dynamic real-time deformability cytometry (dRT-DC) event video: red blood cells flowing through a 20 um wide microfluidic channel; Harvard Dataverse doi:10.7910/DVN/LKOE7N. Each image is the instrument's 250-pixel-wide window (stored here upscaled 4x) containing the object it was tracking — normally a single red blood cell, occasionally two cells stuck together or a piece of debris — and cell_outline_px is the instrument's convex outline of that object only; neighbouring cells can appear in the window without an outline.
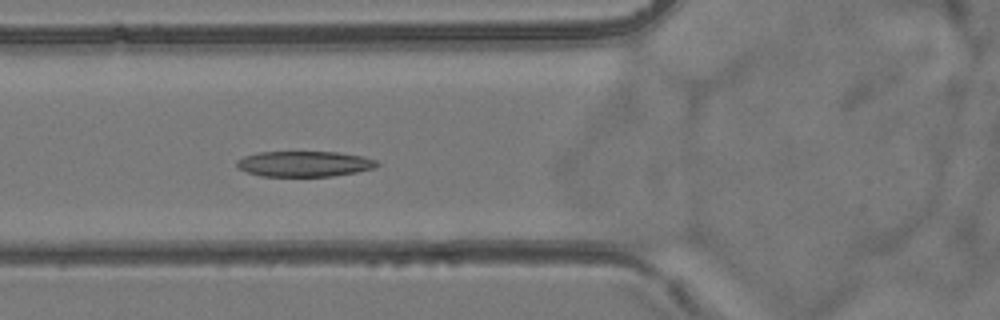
{"species": "common noctule bat (a hibernating species)", "species_latin": "Nyctalus noctula", "temperature_condition": "room temperature", "stored_images_in_passage": 5, "camera_frame_rate_fps": 3000, "um_per_image_px": 0.085, "animal": {"sex": "female", "body_mass_g": 24.6, "forearm_length_mm": 56.2}, "frame": {"image": 1, "passage_image": 5, "time_ms": 5.333, "image_size_px": [1000, 320], "cell_outline_px": [[380, 164], [376, 168], [356, 172], [332, 176], [260, 176], [236, 168], [236, 160], [244, 156], [256, 152], [336, 152], [364, 156], [376, 160]], "centroid_in_image_um": [25.86, 13.92], "position_along_channel_um": 99.9, "area_um2": 21.04}}